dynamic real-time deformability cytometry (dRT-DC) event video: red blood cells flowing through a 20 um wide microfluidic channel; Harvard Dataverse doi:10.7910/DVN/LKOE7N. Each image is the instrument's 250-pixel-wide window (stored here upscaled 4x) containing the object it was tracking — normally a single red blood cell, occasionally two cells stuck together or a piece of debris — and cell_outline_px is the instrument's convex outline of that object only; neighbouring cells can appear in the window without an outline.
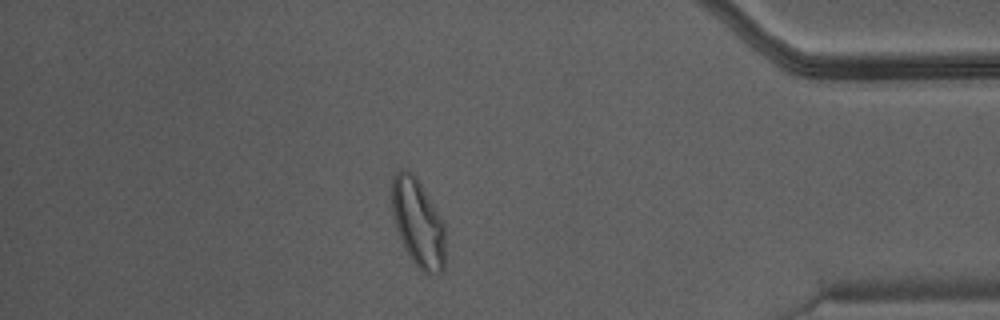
{"species": "Egyptian fruit bat (a non-hibernating species)", "species_latin": "Rousettus aegyptiacus", "temperature_condition": "warm", "stored_images_in_passage": 46, "camera_frame_rate_fps": 3000, "um_per_image_px": 0.085, "animal": {"sex": "male"}, "frame": {"image": 1, "passage_image": 40, "time_ms": 13.0, "image_size_px": [1000, 320], "cell_outline_px": [[444, 272], [436, 276], [428, 276], [420, 272], [416, 268], [396, 228], [392, 212], [392, 176], [400, 168], [412, 172], [416, 176], [444, 220]], "centroid_in_image_um": [35.55, 18.98], "position_along_channel_um": 399.6, "area_um2": 27.86}}